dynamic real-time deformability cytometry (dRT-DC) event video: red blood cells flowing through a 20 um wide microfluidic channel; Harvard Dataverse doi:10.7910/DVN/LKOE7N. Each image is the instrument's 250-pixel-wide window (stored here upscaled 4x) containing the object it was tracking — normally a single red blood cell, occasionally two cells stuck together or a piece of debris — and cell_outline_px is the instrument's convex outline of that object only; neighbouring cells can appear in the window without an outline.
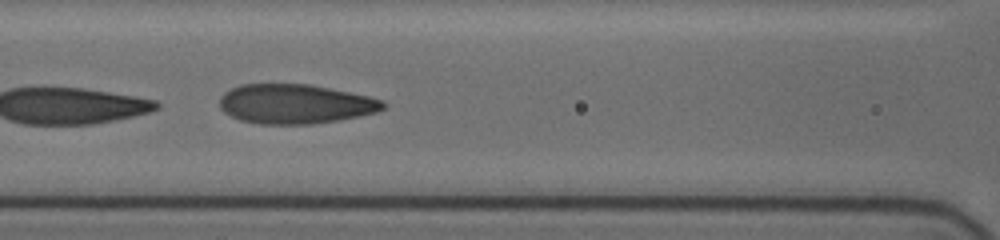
{"species": "human", "species_latin": "Homo sapiens", "temperature_condition": "cold", "stored_images_in_passage": 25, "camera_frame_rate_fps": 3000, "um_per_image_px": 0.085, "donor": {"sex": "female"}, "frame": {"image": 1, "passage_image": 14, "time_ms": 9.667, "image_size_px": [1000, 240], "cell_outline_px": [[388, 104], [384, 108], [376, 112], [336, 120], [312, 124], [260, 124], [240, 120], [224, 112], [220, 108], [220, 96], [224, 92], [240, 84], [308, 84], [368, 96], [384, 100]], "centroid_in_image_um": [25.07, 8.83], "position_along_channel_um": 141.5, "area_um2": 37.45}, "authors_computed_cell_mechanics": {"area_um2": 39.6508, "velocity_mm_per_s": 3.6476, "shape_relaxation_time_tau1_ms": 7.0998, "shape_relaxation_time_tau2_ms": 1.0861, "deformation_change_tau1": 0.2238, "deformation_change_tau2": 0.0497}}